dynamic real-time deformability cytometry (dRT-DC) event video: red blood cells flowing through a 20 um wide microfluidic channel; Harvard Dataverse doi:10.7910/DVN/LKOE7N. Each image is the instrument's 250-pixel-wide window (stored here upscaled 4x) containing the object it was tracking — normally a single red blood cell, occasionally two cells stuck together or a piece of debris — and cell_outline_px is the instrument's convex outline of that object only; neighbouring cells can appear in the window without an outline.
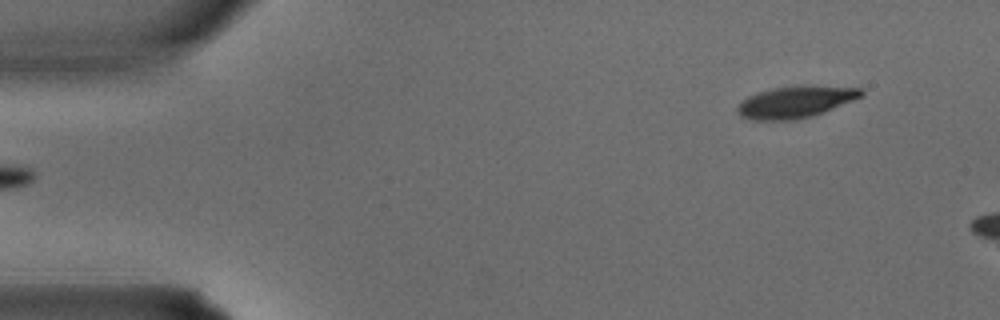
{"species": "common noctule bat (a hibernating species)", "species_latin": "Nyctalus noctula", "temperature_condition": "warm", "stored_images_in_passage": 4, "segment_of_instrument_passage": [2, 2], "camera_frame_rate_fps": 3000, "um_per_image_px": 0.085, "animal": {"sex": "male", "body_mass_g": 15.6}, "frame": {"image": 1, "passage_image": 4, "time_ms": 1.0, "image_size_px": [1000, 320], "cell_outline_px": [[864, 96], [824, 112], [812, 116], [796, 120], [752, 120], [740, 116], [736, 112], [736, 108], [740, 100], [748, 96], [772, 88], [796, 84], [860, 88], [864, 92]], "centroid_in_image_um": [67.6, 8.66], "position_along_channel_um": 17.4, "area_um2": 23.35}}